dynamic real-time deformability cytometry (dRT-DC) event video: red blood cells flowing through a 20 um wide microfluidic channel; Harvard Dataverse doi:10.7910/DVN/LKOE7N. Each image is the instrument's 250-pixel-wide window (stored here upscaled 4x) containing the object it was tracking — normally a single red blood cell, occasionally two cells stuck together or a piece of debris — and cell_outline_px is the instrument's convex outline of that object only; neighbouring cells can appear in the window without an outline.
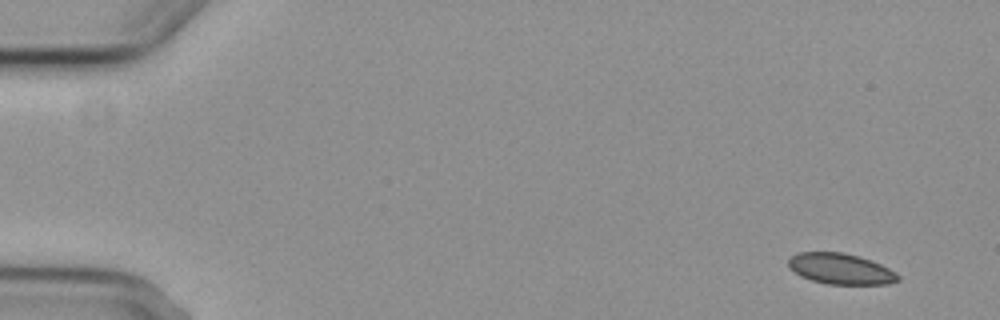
{"species": "common noctule bat (a hibernating species)", "species_latin": "Nyctalus noctula", "temperature_condition": "cold", "stored_images_in_passage": 6, "camera_frame_rate_fps": 3000, "um_per_image_px": 0.085, "animal": {"sex": "female", "body_mass_g": 29.2, "forearm_length_mm": 56.3}, "frame": {"image": 1, "passage_image": 1, "time_ms": 0.0, "image_size_px": [1000, 320], "cell_outline_px": [[900, 280], [888, 284], [828, 284], [812, 280], [800, 276], [788, 268], [788, 260], [796, 252], [844, 252], [860, 256], [872, 260], [896, 272], [900, 276]], "centroid_in_image_um": [71.45, 22.84], "position_along_channel_um": 13.5, "area_um2": 19.88}}
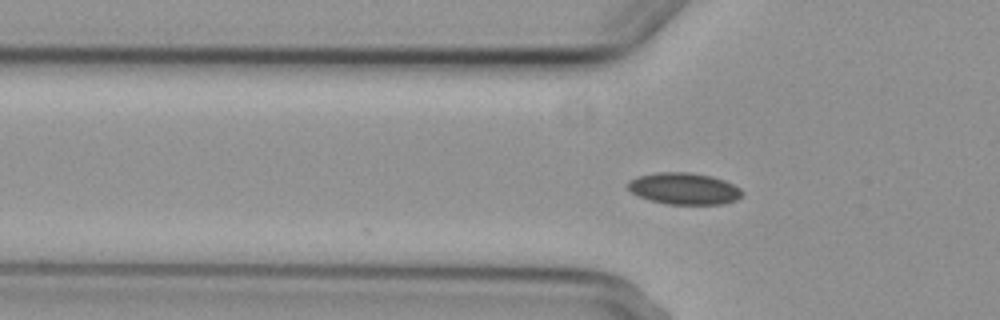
{"frame": {"image": 2, "passage_image": 5, "time_ms": 5.0, "image_size_px": [1000, 320], "cell_outline_px": [[744, 192], [736, 200], [724, 204], [668, 204], [648, 200], [632, 192], [628, 188], [628, 180], [640, 176], [656, 172], [688, 172], [712, 176], [724, 180], [740, 188]], "centroid_in_image_um": [58.15, 16.03], "position_along_channel_um": 67.6, "area_um2": 21.04}}
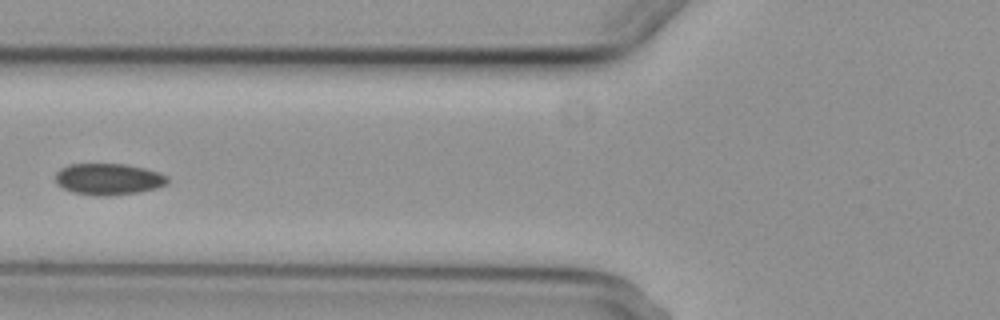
{"frame": {"image": 3, "passage_image": 6, "time_ms": 6.333, "image_size_px": [1000, 320], "cell_outline_px": [[168, 184], [156, 188], [136, 192], [108, 196], [96, 196], [72, 192], [56, 184], [56, 172], [60, 168], [68, 164], [124, 164], [144, 168], [160, 172], [168, 176]], "centroid_in_image_um": [9.21, 15.22], "position_along_channel_um": 116.6, "area_um2": 20.63}}